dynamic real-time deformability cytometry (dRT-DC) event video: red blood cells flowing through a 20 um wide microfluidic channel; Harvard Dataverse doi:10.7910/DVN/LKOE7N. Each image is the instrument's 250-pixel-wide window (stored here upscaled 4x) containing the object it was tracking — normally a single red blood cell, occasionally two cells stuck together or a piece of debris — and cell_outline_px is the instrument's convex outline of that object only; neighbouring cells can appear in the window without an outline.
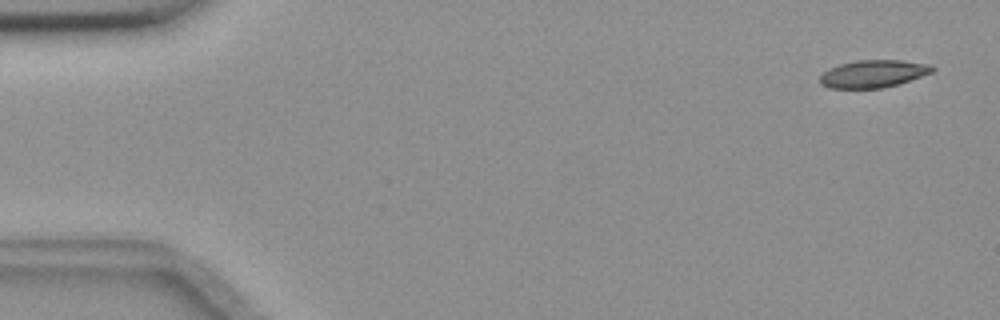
{"species": "common noctule bat (a hibernating species)", "species_latin": "Nyctalus noctula", "temperature_condition": "room temperature", "stored_images_in_passage": 15, "camera_frame_rate_fps": 3000, "um_per_image_px": 0.085, "animal": {"sex": "female", "body_mass_g": 18.4}, "frame": {"image": 1, "passage_image": 3, "time_ms": 0.667, "image_size_px": [1000, 320], "cell_outline_px": [[936, 68], [932, 72], [896, 84], [880, 88], [828, 88], [820, 84], [820, 76], [828, 68], [840, 64], [856, 60], [904, 60], [932, 64]], "centroid_in_image_um": [74.21, 6.25], "position_along_channel_um": 10.8, "area_um2": 17.98}}
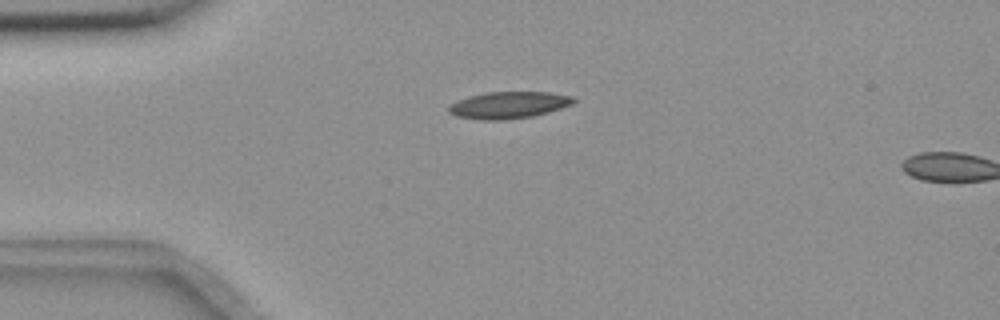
{"frame": {"image": 2, "passage_image": 14, "time_ms": 4.333, "image_size_px": [1000, 320], "cell_outline_px": [[576, 100], [572, 104], [548, 112], [532, 116], [504, 120], [480, 120], [456, 116], [448, 112], [448, 108], [456, 100], [468, 96], [488, 92], [552, 92], [576, 96]], "centroid_in_image_um": [43.25, 8.92], "position_along_channel_um": 41.7, "area_um2": 19.65}}